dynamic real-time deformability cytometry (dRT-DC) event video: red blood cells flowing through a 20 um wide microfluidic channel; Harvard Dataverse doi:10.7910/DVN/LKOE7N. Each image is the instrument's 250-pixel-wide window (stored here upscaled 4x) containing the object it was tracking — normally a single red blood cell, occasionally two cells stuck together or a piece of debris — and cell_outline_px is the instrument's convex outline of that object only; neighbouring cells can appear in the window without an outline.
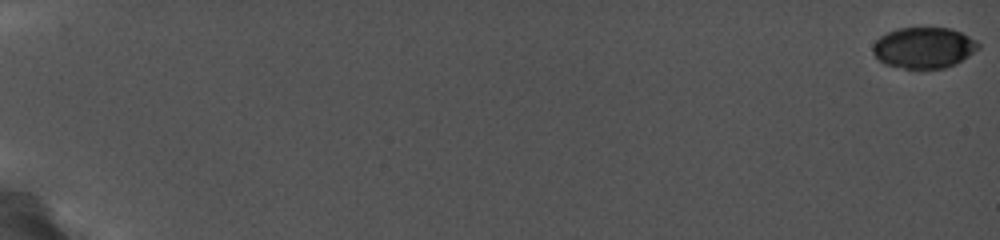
{"species": "common noctule bat (a hibernating species)", "species_latin": "Nyctalus noctula", "temperature_condition": "cold", "stored_images_in_passage": 34, "camera_frame_rate_fps": 5000, "um_per_image_px": 0.085, "animal": {"sex": "female", "body_mass_g": 19.0, "forearm_length_mm": 56.7}, "frame": {"image": 1, "passage_image": 1, "time_ms": 0.0, "image_size_px": [1000, 240], "cell_outline_px": [[980, 48], [956, 64], [944, 68], [904, 68], [884, 64], [872, 52], [872, 44], [880, 36], [896, 28], [952, 28], [976, 40], [980, 44]], "centroid_in_image_um": [78.52, 4.05], "position_along_channel_um": 6.5, "area_um2": 25.2}}
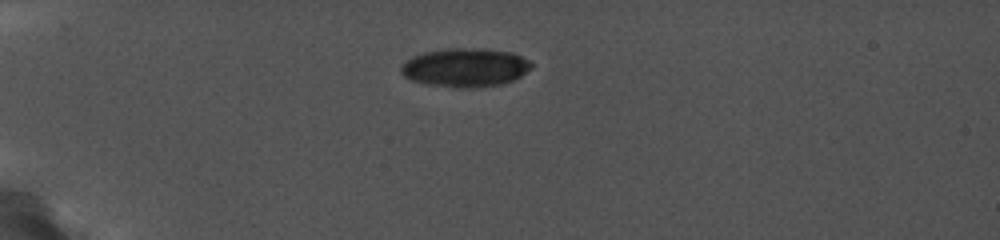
{"frame": {"image": 2, "passage_image": 28, "time_ms": 5.8, "image_size_px": [1000, 240], "cell_outline_px": [[532, 68], [520, 76], [512, 80], [500, 84], [472, 88], [452, 88], [428, 84], [412, 80], [404, 76], [400, 68], [412, 56], [424, 52], [444, 48], [476, 48], [512, 52], [528, 60], [532, 64]], "centroid_in_image_um": [39.54, 5.74], "position_along_channel_um": 45.5, "area_um2": 29.3}}